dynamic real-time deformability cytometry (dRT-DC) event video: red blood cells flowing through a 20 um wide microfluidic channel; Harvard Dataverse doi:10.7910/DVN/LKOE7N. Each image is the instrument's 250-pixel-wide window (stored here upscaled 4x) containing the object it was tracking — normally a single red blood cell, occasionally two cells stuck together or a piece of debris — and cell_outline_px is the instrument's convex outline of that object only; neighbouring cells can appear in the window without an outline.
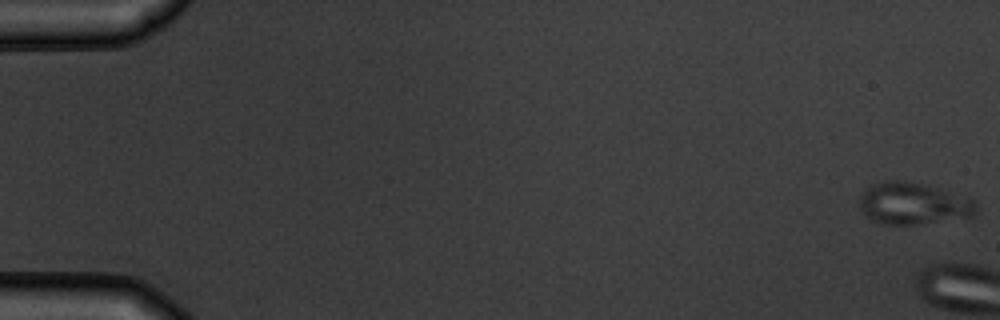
{"species": "common noctule bat (a hibernating species)", "species_latin": "Nyctalus noctula", "temperature_condition": "warm", "stored_images_in_passage": 7, "camera_frame_rate_fps": 3000, "um_per_image_px": 0.085, "animal": {"sex": "male", "body_mass_g": 19.5, "forearm_length_mm": 54.6}, "frame": {"image": 1, "passage_image": 1, "time_ms": 0.0, "image_size_px": [1000, 320], "cell_outline_px": [[980, 208], [972, 216], [916, 224], [880, 224], [872, 220], [860, 212], [860, 196], [872, 184], [884, 180], [900, 180], [940, 188], [972, 196], [976, 200]], "centroid_in_image_um": [77.68, 17.29], "position_along_channel_um": 7.3, "area_um2": 28.84}}